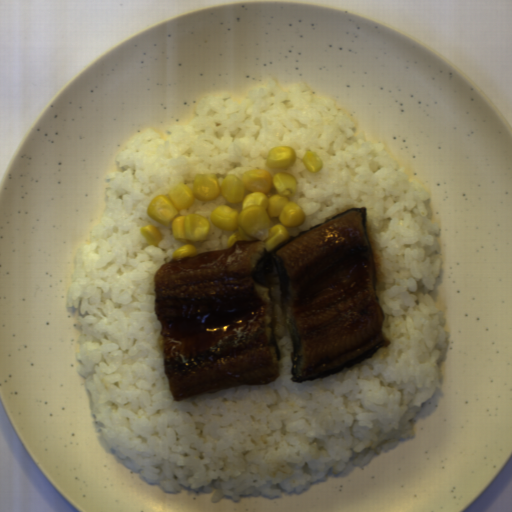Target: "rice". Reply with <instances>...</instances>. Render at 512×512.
Listing matches in <instances>:
<instances>
[{
	"label": "rice",
	"instance_id": "rice-1",
	"mask_svg": "<svg viewBox=\"0 0 512 512\" xmlns=\"http://www.w3.org/2000/svg\"><path fill=\"white\" fill-rule=\"evenodd\" d=\"M171 131L145 129L118 154L117 169L105 176L106 211L75 254L67 299L79 310L78 371L104 448L148 484L212 493L216 504L301 493L366 467L414 436L412 421L439 386L448 341L447 314L433 299L441 230L426 189L306 84L282 90L270 80L241 101L204 96L195 119ZM278 145L294 148V166L267 168ZM308 150L324 162L314 174L301 160ZM255 168L296 178L291 200L305 218L289 229V239L366 207L377 302L391 345L329 377L293 382L292 339L269 252L276 381L175 401L157 340L154 274L184 243L170 224L147 215V205L180 182L192 190L196 175L215 173L221 184ZM148 224L161 232L159 247L140 232Z\"/></svg>",
	"mask_w": 512,
	"mask_h": 512
},
{
	"label": "rice",
	"instance_id": "rice-2",
	"mask_svg": "<svg viewBox=\"0 0 512 512\" xmlns=\"http://www.w3.org/2000/svg\"><path fill=\"white\" fill-rule=\"evenodd\" d=\"M220 205H226L238 212H242L240 203H228L223 196H218L212 200L194 199L192 206L186 209H180L179 216L201 215L207 219L209 223V235L207 240L193 243L197 252H218L229 248L227 246L228 239L233 234L232 230H223L217 227L210 218L211 212Z\"/></svg>",
	"mask_w": 512,
	"mask_h": 512
}]
</instances>
